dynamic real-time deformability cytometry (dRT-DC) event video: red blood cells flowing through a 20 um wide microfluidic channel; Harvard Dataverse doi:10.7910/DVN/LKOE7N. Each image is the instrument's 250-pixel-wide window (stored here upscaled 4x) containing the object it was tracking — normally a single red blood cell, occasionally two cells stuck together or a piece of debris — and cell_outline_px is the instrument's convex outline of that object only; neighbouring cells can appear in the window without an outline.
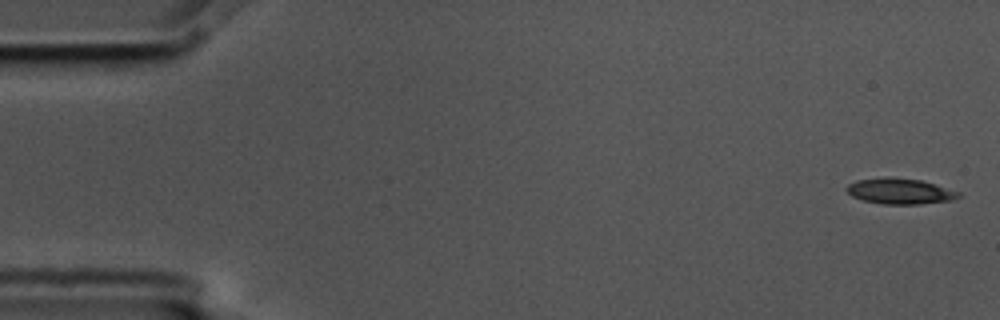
{"species": "common noctule bat (a hibernating species)", "species_latin": "Nyctalus noctula", "temperature_condition": "cold", "stored_images_in_passage": 5, "camera_frame_rate_fps": 3000, "um_per_image_px": 0.085, "animal": {"sex": "male", "body_mass_g": 17.5, "forearm_length_mm": 52.3}, "frame": {"image": 1, "passage_image": 1, "time_ms": 0.0, "image_size_px": [1000, 320], "cell_outline_px": [[960, 196], [952, 200], [920, 204], [880, 204], [864, 200], [852, 196], [844, 188], [848, 184], [856, 180], [888, 176], [920, 180], [960, 192]], "centroid_in_image_um": [76.45, 16.24], "position_along_channel_um": 8.5, "area_um2": 16.76}}